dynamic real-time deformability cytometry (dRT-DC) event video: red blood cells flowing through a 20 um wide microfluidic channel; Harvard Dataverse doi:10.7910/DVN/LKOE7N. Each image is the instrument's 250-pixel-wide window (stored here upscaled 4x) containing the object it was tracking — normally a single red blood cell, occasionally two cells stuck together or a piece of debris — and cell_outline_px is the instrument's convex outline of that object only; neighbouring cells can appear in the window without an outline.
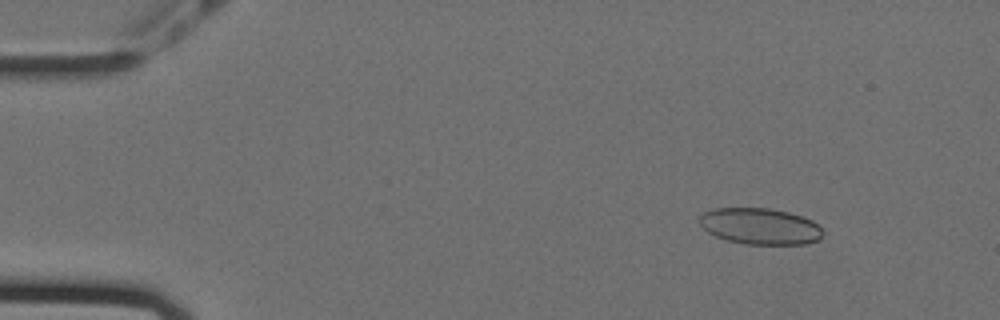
{"species": "Egyptian fruit bat (a non-hibernating species)", "species_latin": "Rousettus aegyptiacus", "temperature_condition": "cold", "stored_images_in_passage": 52, "camera_frame_rate_fps": 3000, "um_per_image_px": 0.085, "animal": {"sex": "female"}, "frame": {"image": 1, "passage_image": 2, "time_ms": 0.333, "image_size_px": [1000, 320], "cell_outline_px": [[824, 232], [820, 240], [808, 244], [744, 244], [728, 240], [716, 236], [708, 232], [700, 224], [700, 216], [704, 212], [712, 208], [772, 208], [804, 216], [820, 224]], "centroid_in_image_um": [64.67, 19.23], "position_along_channel_um": 20.3, "area_um2": 26.41}}
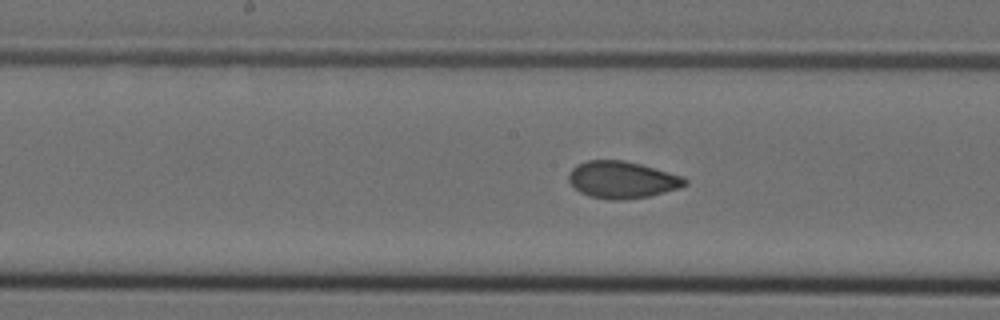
{"frame": {"image": 2, "passage_image": 24, "time_ms": 7.667, "image_size_px": [1000, 320], "cell_outline_px": [[688, 184], [680, 188], [648, 196], [624, 200], [608, 200], [588, 196], [580, 192], [568, 180], [568, 172], [576, 164], [588, 160], [624, 160], [640, 164], [684, 176], [688, 180]], "centroid_in_image_um": [52.88, 15.28], "position_along_channel_um": 195.3, "area_um2": 25.26}}
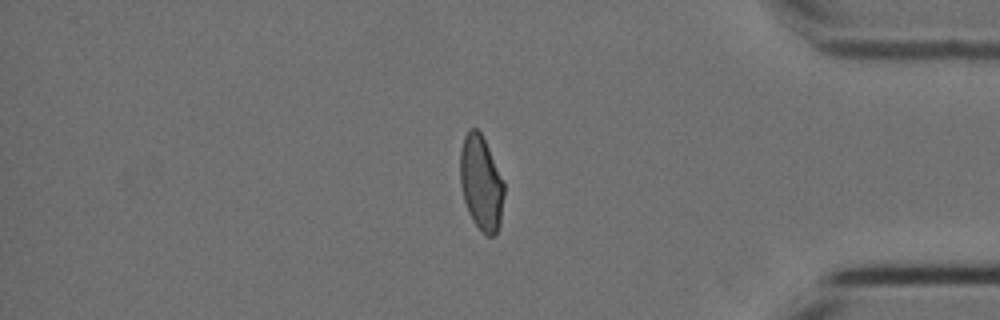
{"frame": {"image": 3, "passage_image": 43, "time_ms": 14.0, "image_size_px": [1000, 320], "cell_outline_px": [[504, 196], [500, 224], [496, 232], [492, 236], [488, 236], [472, 220], [468, 212], [464, 200], [460, 184], [460, 148], [464, 136], [468, 128], [476, 128], [480, 132], [488, 148], [504, 184]], "centroid_in_image_um": [40.87, 15.54], "position_along_channel_um": 394.3, "area_um2": 23.99}, "authors_computed_cell_mechanics": {"area_um2": 24.9696, "velocity_mm_per_s": 3.5688, "shape_relaxation_time_tau1_ms": 8.7094, "shape_relaxation_time_tau2_ms": 0.9196, "deformation_change_tau1": 0.1732, "deformation_change_tau2": 0.059}}